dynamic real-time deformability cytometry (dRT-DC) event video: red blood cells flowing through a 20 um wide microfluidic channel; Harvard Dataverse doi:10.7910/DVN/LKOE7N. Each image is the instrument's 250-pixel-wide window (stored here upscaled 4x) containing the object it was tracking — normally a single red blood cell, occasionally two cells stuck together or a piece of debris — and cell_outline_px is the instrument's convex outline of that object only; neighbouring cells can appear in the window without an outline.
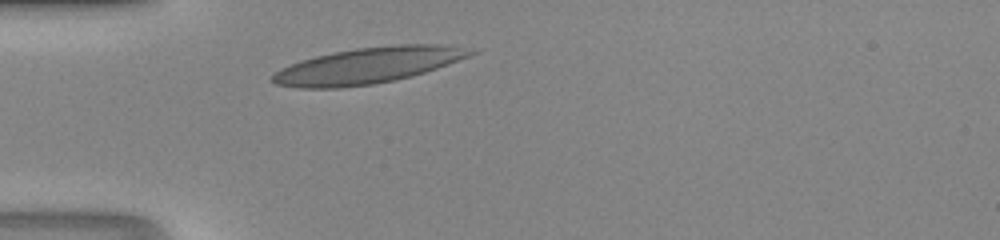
{"species": "human", "species_latin": "Homo sapiens", "temperature_condition": "room temperature", "stored_images_in_passage": 25, "camera_frame_rate_fps": 3000, "um_per_image_px": 0.085, "donor": {"sex": "male"}, "frame": {"image": 1, "passage_image": 1, "time_ms": 0.0, "image_size_px": [1000, 240], "cell_outline_px": [[476, 52], [468, 56], [448, 64], [412, 76], [396, 80], [372, 84], [340, 88], [296, 88], [276, 84], [272, 80], [272, 76], [280, 68], [300, 60], [316, 56], [356, 48], [396, 44], [440, 44], [460, 48]], "centroid_in_image_um": [31.2, 5.58], "position_along_channel_um": 53.8, "area_um2": 41.04}}
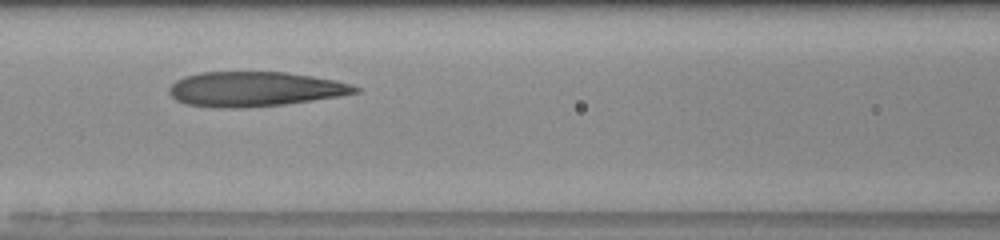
{"frame": {"image": 2, "passage_image": 8, "time_ms": 2.333, "image_size_px": [1000, 240], "cell_outline_px": [[360, 92], [340, 96], [284, 104], [240, 108], [220, 108], [188, 104], [176, 100], [168, 92], [168, 88], [176, 80], [184, 76], [200, 72], [284, 72], [312, 76], [336, 80], [352, 84], [360, 88]], "centroid_in_image_um": [21.66, 7.57], "position_along_channel_um": 144.9, "area_um2": 37.69}}
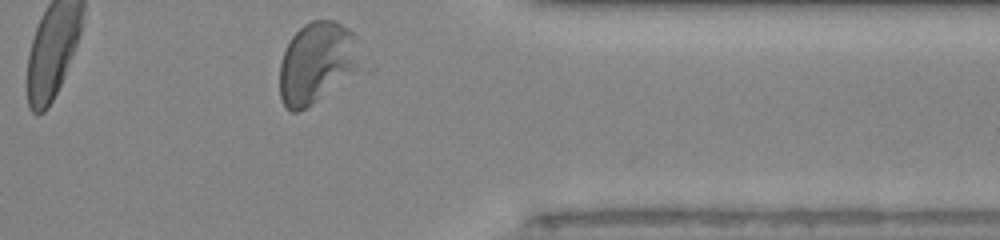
{"frame": {"image": 3, "passage_image": 25, "time_ms": 8.0, "image_size_px": [1000, 240], "cell_outline_px": [[364, 68], [300, 112], [288, 112], [284, 108], [280, 100], [280, 64], [284, 52], [292, 36], [304, 24], [312, 20], [336, 20], [348, 28], [352, 32]], "centroid_in_image_um": [26.94, 5.36], "position_along_channel_um": 384.5, "area_um2": 38.67}}